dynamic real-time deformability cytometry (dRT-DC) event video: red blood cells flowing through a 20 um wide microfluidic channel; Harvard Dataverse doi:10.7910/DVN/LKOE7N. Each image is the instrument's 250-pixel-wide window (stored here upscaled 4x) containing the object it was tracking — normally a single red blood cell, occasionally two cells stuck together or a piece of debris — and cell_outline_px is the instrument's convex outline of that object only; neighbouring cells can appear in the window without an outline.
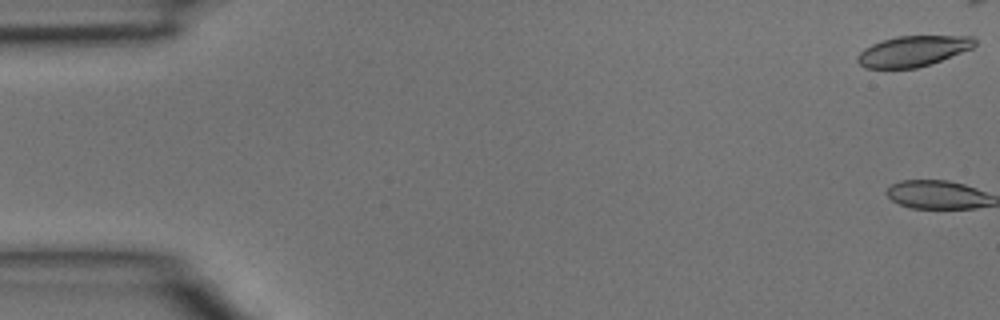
{"species": "common noctule bat (a hibernating species)", "species_latin": "Nyctalus noctula", "temperature_condition": "room temperature", "stored_images_in_passage": 6, "camera_frame_rate_fps": 3000, "um_per_image_px": 0.085, "animal": {"sex": "male", "body_mass_g": 15.6}, "frame": {"image": 1, "passage_image": 1, "time_ms": 0.0, "image_size_px": [1000, 320], "cell_outline_px": [[976, 44], [972, 48], [932, 64], [916, 68], [864, 68], [856, 60], [856, 56], [864, 48], [872, 44], [896, 36], [972, 36], [976, 40]], "centroid_in_image_um": [77.6, 4.35], "position_along_channel_um": 7.4, "area_um2": 20.92}}